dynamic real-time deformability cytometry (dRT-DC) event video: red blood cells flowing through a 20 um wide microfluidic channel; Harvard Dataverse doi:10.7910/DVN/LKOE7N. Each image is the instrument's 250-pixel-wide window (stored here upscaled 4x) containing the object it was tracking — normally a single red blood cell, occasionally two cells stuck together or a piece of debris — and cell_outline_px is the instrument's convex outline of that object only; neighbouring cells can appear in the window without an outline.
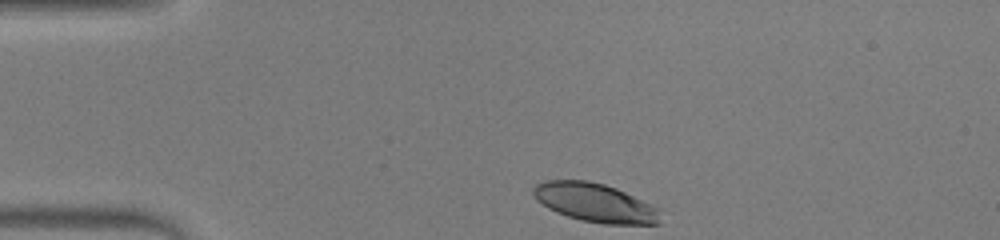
{"species": "human", "species_latin": "Homo sapiens", "temperature_condition": "warm", "stored_images_in_passage": 33, "camera_frame_rate_fps": 3000, "um_per_image_px": 0.085, "donor": {"sex": "male"}, "frame": {"image": 1, "passage_image": 1, "time_ms": 0.0, "image_size_px": [1000, 240], "cell_outline_px": [[660, 224], [604, 224], [580, 220], [556, 212], [548, 208], [536, 200], [532, 192], [532, 188], [536, 184], [548, 180], [588, 180], [604, 184], [616, 188], [660, 208]], "centroid_in_image_um": [50.58, 17.23], "position_along_channel_um": 34.4, "area_um2": 28.78}}
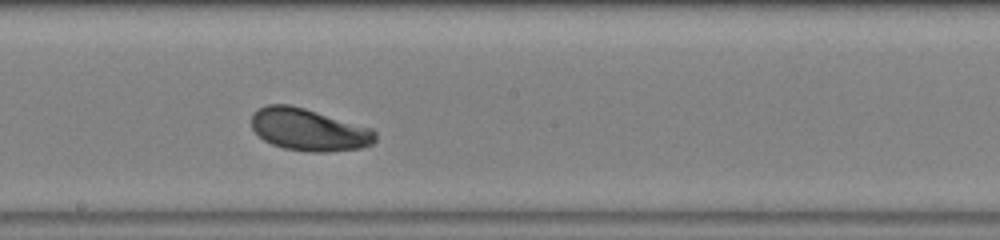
{"frame": {"image": 2, "passage_image": 18, "time_ms": 5.667, "image_size_px": [1000, 240], "cell_outline_px": [[376, 140], [372, 144], [360, 148], [324, 152], [308, 152], [284, 148], [272, 144], [264, 140], [252, 128], [252, 112], [256, 108], [268, 104], [288, 104], [304, 108], [372, 128], [376, 132]], "centroid_in_image_um": [26.23, 11.02], "position_along_channel_um": 222.0, "area_um2": 30.46}}
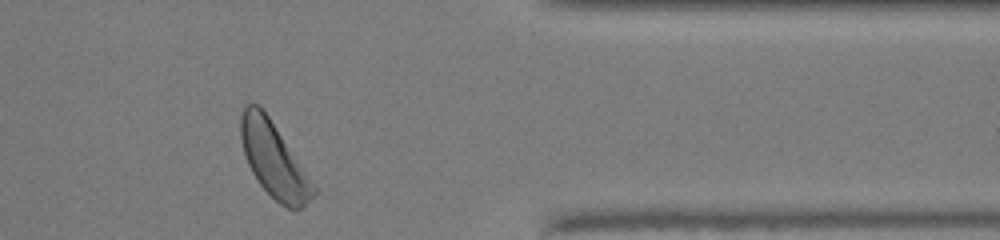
{"frame": {"image": 3, "passage_image": 31, "time_ms": 10.0, "image_size_px": [1000, 240], "cell_outline_px": [[316, 192], [296, 212], [280, 204], [260, 184], [252, 172], [248, 164], [244, 152], [240, 136], [240, 116], [244, 104], [256, 104], [268, 116], [316, 188]], "centroid_in_image_um": [23.24, 13.59], "position_along_channel_um": 388.2, "area_um2": 30.69}, "authors_computed_cell_mechanics": {"area_um2": 30.1716, "velocity_mm_per_s": 4.2275, "shape_relaxation_time_tau1_ms": 2.7281, "shape_relaxation_time_tau2_ms": null, "deformation_change_tau1": 0.1446, "deformation_change_tau2": null}}